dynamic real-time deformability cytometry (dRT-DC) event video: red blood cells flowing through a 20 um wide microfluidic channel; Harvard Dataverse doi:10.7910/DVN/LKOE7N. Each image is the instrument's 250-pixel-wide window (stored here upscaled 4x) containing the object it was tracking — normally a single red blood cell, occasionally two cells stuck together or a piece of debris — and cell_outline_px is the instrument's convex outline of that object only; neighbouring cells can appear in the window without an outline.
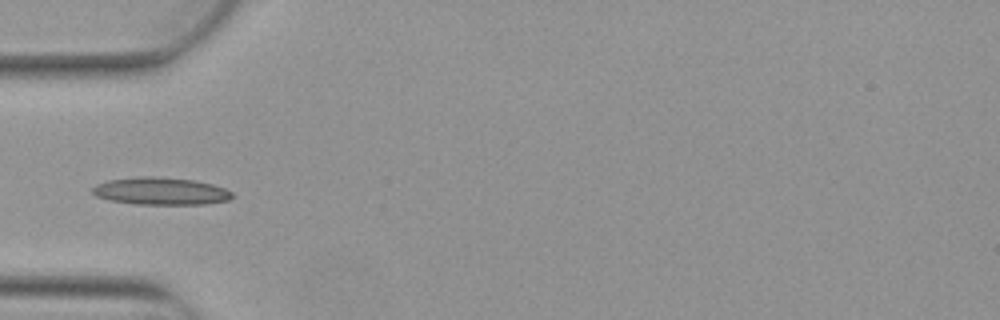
{"species": "Egyptian fruit bat (a non-hibernating species)", "species_latin": "Rousettus aegyptiacus", "temperature_condition": "warm", "stored_images_in_passage": 6, "camera_frame_rate_fps": 3000, "um_per_image_px": 0.085, "animal": {"sex": "female"}, "frame": {"image": 1, "passage_image": 5, "time_ms": 1.333, "image_size_px": [1000, 320], "cell_outline_px": [[232, 196], [228, 200], [208, 204], [136, 204], [108, 200], [96, 196], [92, 192], [92, 188], [96, 184], [108, 180], [144, 176], [152, 176], [192, 180], [212, 184], [224, 188], [232, 192]], "centroid_in_image_um": [13.64, 16.25], "position_along_channel_um": 71.4, "area_um2": 22.2}}
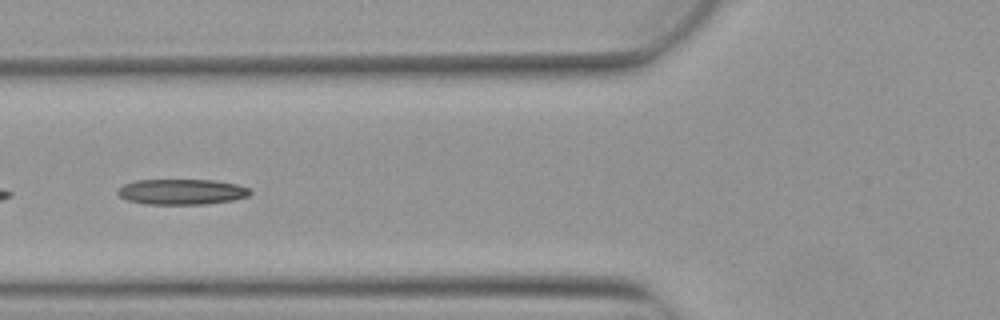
{"frame": {"image": 2, "passage_image": 6, "time_ms": 1.667, "image_size_px": [1000, 320], "cell_outline_px": [[252, 192], [248, 196], [232, 200], [204, 204], [144, 204], [128, 200], [120, 196], [116, 192], [124, 184], [136, 180], [212, 180], [236, 184], [248, 188]], "centroid_in_image_um": [15.43, 16.3], "position_along_channel_um": 110.4, "area_um2": 19.54}}